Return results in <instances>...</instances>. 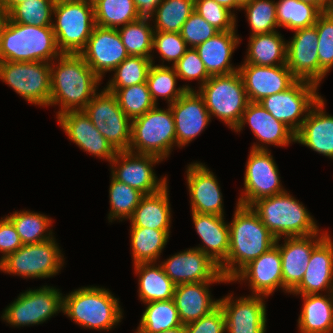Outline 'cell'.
I'll return each instance as SVG.
<instances>
[{
	"label": "cell",
	"instance_id": "obj_7",
	"mask_svg": "<svg viewBox=\"0 0 333 333\" xmlns=\"http://www.w3.org/2000/svg\"><path fill=\"white\" fill-rule=\"evenodd\" d=\"M168 110V111H167ZM176 144L174 118L169 106L161 110L155 106L144 115L131 120L130 152L167 158Z\"/></svg>",
	"mask_w": 333,
	"mask_h": 333
},
{
	"label": "cell",
	"instance_id": "obj_3",
	"mask_svg": "<svg viewBox=\"0 0 333 333\" xmlns=\"http://www.w3.org/2000/svg\"><path fill=\"white\" fill-rule=\"evenodd\" d=\"M61 54L52 27L8 20L0 39V61L52 62Z\"/></svg>",
	"mask_w": 333,
	"mask_h": 333
},
{
	"label": "cell",
	"instance_id": "obj_9",
	"mask_svg": "<svg viewBox=\"0 0 333 333\" xmlns=\"http://www.w3.org/2000/svg\"><path fill=\"white\" fill-rule=\"evenodd\" d=\"M0 79L28 103L49 106L51 93L49 62L0 61Z\"/></svg>",
	"mask_w": 333,
	"mask_h": 333
},
{
	"label": "cell",
	"instance_id": "obj_37",
	"mask_svg": "<svg viewBox=\"0 0 333 333\" xmlns=\"http://www.w3.org/2000/svg\"><path fill=\"white\" fill-rule=\"evenodd\" d=\"M146 304L136 333H158L183 326L173 299Z\"/></svg>",
	"mask_w": 333,
	"mask_h": 333
},
{
	"label": "cell",
	"instance_id": "obj_63",
	"mask_svg": "<svg viewBox=\"0 0 333 333\" xmlns=\"http://www.w3.org/2000/svg\"><path fill=\"white\" fill-rule=\"evenodd\" d=\"M241 6H243L246 3L251 2L252 0H236Z\"/></svg>",
	"mask_w": 333,
	"mask_h": 333
},
{
	"label": "cell",
	"instance_id": "obj_25",
	"mask_svg": "<svg viewBox=\"0 0 333 333\" xmlns=\"http://www.w3.org/2000/svg\"><path fill=\"white\" fill-rule=\"evenodd\" d=\"M186 173L191 211L224 216L222 193L213 172L202 163H193L188 166Z\"/></svg>",
	"mask_w": 333,
	"mask_h": 333
},
{
	"label": "cell",
	"instance_id": "obj_21",
	"mask_svg": "<svg viewBox=\"0 0 333 333\" xmlns=\"http://www.w3.org/2000/svg\"><path fill=\"white\" fill-rule=\"evenodd\" d=\"M238 72L242 78L249 102L287 90L297 79L287 65L258 66L243 64Z\"/></svg>",
	"mask_w": 333,
	"mask_h": 333
},
{
	"label": "cell",
	"instance_id": "obj_54",
	"mask_svg": "<svg viewBox=\"0 0 333 333\" xmlns=\"http://www.w3.org/2000/svg\"><path fill=\"white\" fill-rule=\"evenodd\" d=\"M186 333H224L225 316L220 306L197 321L185 325Z\"/></svg>",
	"mask_w": 333,
	"mask_h": 333
},
{
	"label": "cell",
	"instance_id": "obj_11",
	"mask_svg": "<svg viewBox=\"0 0 333 333\" xmlns=\"http://www.w3.org/2000/svg\"><path fill=\"white\" fill-rule=\"evenodd\" d=\"M83 111L116 151L129 150L131 120L120 108L113 93L104 88L94 95Z\"/></svg>",
	"mask_w": 333,
	"mask_h": 333
},
{
	"label": "cell",
	"instance_id": "obj_42",
	"mask_svg": "<svg viewBox=\"0 0 333 333\" xmlns=\"http://www.w3.org/2000/svg\"><path fill=\"white\" fill-rule=\"evenodd\" d=\"M7 217L14 224L23 245L40 243L53 238L51 230L49 234L46 233V229H49L50 225H52V220L45 215L30 211H15V213L10 216L7 215Z\"/></svg>",
	"mask_w": 333,
	"mask_h": 333
},
{
	"label": "cell",
	"instance_id": "obj_57",
	"mask_svg": "<svg viewBox=\"0 0 333 333\" xmlns=\"http://www.w3.org/2000/svg\"><path fill=\"white\" fill-rule=\"evenodd\" d=\"M9 20V12L0 3V39Z\"/></svg>",
	"mask_w": 333,
	"mask_h": 333
},
{
	"label": "cell",
	"instance_id": "obj_52",
	"mask_svg": "<svg viewBox=\"0 0 333 333\" xmlns=\"http://www.w3.org/2000/svg\"><path fill=\"white\" fill-rule=\"evenodd\" d=\"M178 78L183 80L197 79L202 86L211 76L195 48H188L185 54L173 66Z\"/></svg>",
	"mask_w": 333,
	"mask_h": 333
},
{
	"label": "cell",
	"instance_id": "obj_28",
	"mask_svg": "<svg viewBox=\"0 0 333 333\" xmlns=\"http://www.w3.org/2000/svg\"><path fill=\"white\" fill-rule=\"evenodd\" d=\"M245 122H248L254 135L263 143L286 146L291 141L295 142V133L284 123L276 120L258 102L248 103L235 131L239 132Z\"/></svg>",
	"mask_w": 333,
	"mask_h": 333
},
{
	"label": "cell",
	"instance_id": "obj_39",
	"mask_svg": "<svg viewBox=\"0 0 333 333\" xmlns=\"http://www.w3.org/2000/svg\"><path fill=\"white\" fill-rule=\"evenodd\" d=\"M278 27L299 30L315 25L322 11L315 5L301 0L276 2Z\"/></svg>",
	"mask_w": 333,
	"mask_h": 333
},
{
	"label": "cell",
	"instance_id": "obj_61",
	"mask_svg": "<svg viewBox=\"0 0 333 333\" xmlns=\"http://www.w3.org/2000/svg\"><path fill=\"white\" fill-rule=\"evenodd\" d=\"M158 333H186L185 332V326H180V327H177V328H173V329H170V330H165V331H162V332H158Z\"/></svg>",
	"mask_w": 333,
	"mask_h": 333
},
{
	"label": "cell",
	"instance_id": "obj_29",
	"mask_svg": "<svg viewBox=\"0 0 333 333\" xmlns=\"http://www.w3.org/2000/svg\"><path fill=\"white\" fill-rule=\"evenodd\" d=\"M224 216L192 212L193 222L205 246L196 247L220 266L227 258L230 246L229 225ZM210 249V250H209Z\"/></svg>",
	"mask_w": 333,
	"mask_h": 333
},
{
	"label": "cell",
	"instance_id": "obj_10",
	"mask_svg": "<svg viewBox=\"0 0 333 333\" xmlns=\"http://www.w3.org/2000/svg\"><path fill=\"white\" fill-rule=\"evenodd\" d=\"M54 238L47 241L24 244L17 251L0 261V270L29 278H47L55 275L63 266V258Z\"/></svg>",
	"mask_w": 333,
	"mask_h": 333
},
{
	"label": "cell",
	"instance_id": "obj_44",
	"mask_svg": "<svg viewBox=\"0 0 333 333\" xmlns=\"http://www.w3.org/2000/svg\"><path fill=\"white\" fill-rule=\"evenodd\" d=\"M113 93L125 115L133 120L154 108V103L147 82L121 89H106Z\"/></svg>",
	"mask_w": 333,
	"mask_h": 333
},
{
	"label": "cell",
	"instance_id": "obj_2",
	"mask_svg": "<svg viewBox=\"0 0 333 333\" xmlns=\"http://www.w3.org/2000/svg\"><path fill=\"white\" fill-rule=\"evenodd\" d=\"M58 60V66L55 67L54 62L50 64L49 104H61L57 116L67 111L83 110L96 94L101 80L79 54H61Z\"/></svg>",
	"mask_w": 333,
	"mask_h": 333
},
{
	"label": "cell",
	"instance_id": "obj_60",
	"mask_svg": "<svg viewBox=\"0 0 333 333\" xmlns=\"http://www.w3.org/2000/svg\"><path fill=\"white\" fill-rule=\"evenodd\" d=\"M3 7L10 12L16 5H18V0H0Z\"/></svg>",
	"mask_w": 333,
	"mask_h": 333
},
{
	"label": "cell",
	"instance_id": "obj_53",
	"mask_svg": "<svg viewBox=\"0 0 333 333\" xmlns=\"http://www.w3.org/2000/svg\"><path fill=\"white\" fill-rule=\"evenodd\" d=\"M218 32L194 11L183 24L180 34L187 46L191 45L190 48H196Z\"/></svg>",
	"mask_w": 333,
	"mask_h": 333
},
{
	"label": "cell",
	"instance_id": "obj_8",
	"mask_svg": "<svg viewBox=\"0 0 333 333\" xmlns=\"http://www.w3.org/2000/svg\"><path fill=\"white\" fill-rule=\"evenodd\" d=\"M53 14L58 49L62 54H79L96 26L93 1L54 5Z\"/></svg>",
	"mask_w": 333,
	"mask_h": 333
},
{
	"label": "cell",
	"instance_id": "obj_14",
	"mask_svg": "<svg viewBox=\"0 0 333 333\" xmlns=\"http://www.w3.org/2000/svg\"><path fill=\"white\" fill-rule=\"evenodd\" d=\"M62 308V293L46 285L21 293L5 309L2 318L13 326H28L45 322Z\"/></svg>",
	"mask_w": 333,
	"mask_h": 333
},
{
	"label": "cell",
	"instance_id": "obj_35",
	"mask_svg": "<svg viewBox=\"0 0 333 333\" xmlns=\"http://www.w3.org/2000/svg\"><path fill=\"white\" fill-rule=\"evenodd\" d=\"M134 266L139 274V297L144 303L173 299L176 285L167 277L161 265L155 267L150 262Z\"/></svg>",
	"mask_w": 333,
	"mask_h": 333
},
{
	"label": "cell",
	"instance_id": "obj_50",
	"mask_svg": "<svg viewBox=\"0 0 333 333\" xmlns=\"http://www.w3.org/2000/svg\"><path fill=\"white\" fill-rule=\"evenodd\" d=\"M195 12L218 31L235 30V15L214 0H195Z\"/></svg>",
	"mask_w": 333,
	"mask_h": 333
},
{
	"label": "cell",
	"instance_id": "obj_6",
	"mask_svg": "<svg viewBox=\"0 0 333 333\" xmlns=\"http://www.w3.org/2000/svg\"><path fill=\"white\" fill-rule=\"evenodd\" d=\"M199 91L210 117L217 116L235 130L249 103L240 73L211 76Z\"/></svg>",
	"mask_w": 333,
	"mask_h": 333
},
{
	"label": "cell",
	"instance_id": "obj_56",
	"mask_svg": "<svg viewBox=\"0 0 333 333\" xmlns=\"http://www.w3.org/2000/svg\"><path fill=\"white\" fill-rule=\"evenodd\" d=\"M133 2L138 11L139 19H148L150 21L162 0H133Z\"/></svg>",
	"mask_w": 333,
	"mask_h": 333
},
{
	"label": "cell",
	"instance_id": "obj_33",
	"mask_svg": "<svg viewBox=\"0 0 333 333\" xmlns=\"http://www.w3.org/2000/svg\"><path fill=\"white\" fill-rule=\"evenodd\" d=\"M329 294L301 295L304 300L298 319L301 333L333 332V293Z\"/></svg>",
	"mask_w": 333,
	"mask_h": 333
},
{
	"label": "cell",
	"instance_id": "obj_4",
	"mask_svg": "<svg viewBox=\"0 0 333 333\" xmlns=\"http://www.w3.org/2000/svg\"><path fill=\"white\" fill-rule=\"evenodd\" d=\"M251 208L263 225L280 240L284 237L309 236L318 233V226L303 204L286 191L258 199Z\"/></svg>",
	"mask_w": 333,
	"mask_h": 333
},
{
	"label": "cell",
	"instance_id": "obj_26",
	"mask_svg": "<svg viewBox=\"0 0 333 333\" xmlns=\"http://www.w3.org/2000/svg\"><path fill=\"white\" fill-rule=\"evenodd\" d=\"M326 289L333 293V242L330 235L313 249L303 279L291 293L310 295Z\"/></svg>",
	"mask_w": 333,
	"mask_h": 333
},
{
	"label": "cell",
	"instance_id": "obj_59",
	"mask_svg": "<svg viewBox=\"0 0 333 333\" xmlns=\"http://www.w3.org/2000/svg\"><path fill=\"white\" fill-rule=\"evenodd\" d=\"M214 1L222 6L226 7L230 11L232 8L241 9V7H242L236 0H214Z\"/></svg>",
	"mask_w": 333,
	"mask_h": 333
},
{
	"label": "cell",
	"instance_id": "obj_65",
	"mask_svg": "<svg viewBox=\"0 0 333 333\" xmlns=\"http://www.w3.org/2000/svg\"><path fill=\"white\" fill-rule=\"evenodd\" d=\"M24 1H27V0H18V4H21V3H23Z\"/></svg>",
	"mask_w": 333,
	"mask_h": 333
},
{
	"label": "cell",
	"instance_id": "obj_64",
	"mask_svg": "<svg viewBox=\"0 0 333 333\" xmlns=\"http://www.w3.org/2000/svg\"><path fill=\"white\" fill-rule=\"evenodd\" d=\"M328 11L330 12V14L333 16V0L330 3L329 9Z\"/></svg>",
	"mask_w": 333,
	"mask_h": 333
},
{
	"label": "cell",
	"instance_id": "obj_20",
	"mask_svg": "<svg viewBox=\"0 0 333 333\" xmlns=\"http://www.w3.org/2000/svg\"><path fill=\"white\" fill-rule=\"evenodd\" d=\"M327 235L328 232H323L319 235L320 237H317L318 233L309 236L285 237V243L282 246L278 245L279 240H276L275 245L279 248L281 254L282 288L286 292L291 293L300 284L307 270L313 249Z\"/></svg>",
	"mask_w": 333,
	"mask_h": 333
},
{
	"label": "cell",
	"instance_id": "obj_49",
	"mask_svg": "<svg viewBox=\"0 0 333 333\" xmlns=\"http://www.w3.org/2000/svg\"><path fill=\"white\" fill-rule=\"evenodd\" d=\"M315 27L318 33L319 83L333 66V16L322 12Z\"/></svg>",
	"mask_w": 333,
	"mask_h": 333
},
{
	"label": "cell",
	"instance_id": "obj_12",
	"mask_svg": "<svg viewBox=\"0 0 333 333\" xmlns=\"http://www.w3.org/2000/svg\"><path fill=\"white\" fill-rule=\"evenodd\" d=\"M317 87L314 83L296 80L287 90L266 96L258 103L296 134L311 108L321 98L316 92ZM301 115L303 118L300 119Z\"/></svg>",
	"mask_w": 333,
	"mask_h": 333
},
{
	"label": "cell",
	"instance_id": "obj_40",
	"mask_svg": "<svg viewBox=\"0 0 333 333\" xmlns=\"http://www.w3.org/2000/svg\"><path fill=\"white\" fill-rule=\"evenodd\" d=\"M178 75L173 66L152 65L147 74V85L154 103L157 105V98L164 97L169 105L180 98L187 90H193L189 86L176 89V79Z\"/></svg>",
	"mask_w": 333,
	"mask_h": 333
},
{
	"label": "cell",
	"instance_id": "obj_5",
	"mask_svg": "<svg viewBox=\"0 0 333 333\" xmlns=\"http://www.w3.org/2000/svg\"><path fill=\"white\" fill-rule=\"evenodd\" d=\"M62 311L80 326L98 330H109L123 318L118 299L94 286L63 296Z\"/></svg>",
	"mask_w": 333,
	"mask_h": 333
},
{
	"label": "cell",
	"instance_id": "obj_38",
	"mask_svg": "<svg viewBox=\"0 0 333 333\" xmlns=\"http://www.w3.org/2000/svg\"><path fill=\"white\" fill-rule=\"evenodd\" d=\"M97 26L118 29L139 20L133 0H92Z\"/></svg>",
	"mask_w": 333,
	"mask_h": 333
},
{
	"label": "cell",
	"instance_id": "obj_36",
	"mask_svg": "<svg viewBox=\"0 0 333 333\" xmlns=\"http://www.w3.org/2000/svg\"><path fill=\"white\" fill-rule=\"evenodd\" d=\"M130 233L134 264L155 263L167 244L170 230L131 227Z\"/></svg>",
	"mask_w": 333,
	"mask_h": 333
},
{
	"label": "cell",
	"instance_id": "obj_16",
	"mask_svg": "<svg viewBox=\"0 0 333 333\" xmlns=\"http://www.w3.org/2000/svg\"><path fill=\"white\" fill-rule=\"evenodd\" d=\"M160 264L175 285L199 282H229L219 266L201 250L191 248L173 255Z\"/></svg>",
	"mask_w": 333,
	"mask_h": 333
},
{
	"label": "cell",
	"instance_id": "obj_22",
	"mask_svg": "<svg viewBox=\"0 0 333 333\" xmlns=\"http://www.w3.org/2000/svg\"><path fill=\"white\" fill-rule=\"evenodd\" d=\"M171 108L177 146H184L200 134L211 120L203 97L194 90H187Z\"/></svg>",
	"mask_w": 333,
	"mask_h": 333
},
{
	"label": "cell",
	"instance_id": "obj_47",
	"mask_svg": "<svg viewBox=\"0 0 333 333\" xmlns=\"http://www.w3.org/2000/svg\"><path fill=\"white\" fill-rule=\"evenodd\" d=\"M54 5V0H27L9 12V19L20 24L52 27Z\"/></svg>",
	"mask_w": 333,
	"mask_h": 333
},
{
	"label": "cell",
	"instance_id": "obj_32",
	"mask_svg": "<svg viewBox=\"0 0 333 333\" xmlns=\"http://www.w3.org/2000/svg\"><path fill=\"white\" fill-rule=\"evenodd\" d=\"M167 187L166 185L160 191L142 197L130 218L131 227L170 230L171 208Z\"/></svg>",
	"mask_w": 333,
	"mask_h": 333
},
{
	"label": "cell",
	"instance_id": "obj_13",
	"mask_svg": "<svg viewBox=\"0 0 333 333\" xmlns=\"http://www.w3.org/2000/svg\"><path fill=\"white\" fill-rule=\"evenodd\" d=\"M254 144L246 164L245 193L237 204L251 206L258 199L284 192L281 188L278 167L265 146Z\"/></svg>",
	"mask_w": 333,
	"mask_h": 333
},
{
	"label": "cell",
	"instance_id": "obj_62",
	"mask_svg": "<svg viewBox=\"0 0 333 333\" xmlns=\"http://www.w3.org/2000/svg\"><path fill=\"white\" fill-rule=\"evenodd\" d=\"M84 0H54L55 5L64 4V3H76Z\"/></svg>",
	"mask_w": 333,
	"mask_h": 333
},
{
	"label": "cell",
	"instance_id": "obj_15",
	"mask_svg": "<svg viewBox=\"0 0 333 333\" xmlns=\"http://www.w3.org/2000/svg\"><path fill=\"white\" fill-rule=\"evenodd\" d=\"M159 161L162 159L151 154L117 151L115 157L110 161V164L114 165L111 166L112 176L144 195L153 194L167 185L166 177L157 180L156 174L153 172V164Z\"/></svg>",
	"mask_w": 333,
	"mask_h": 333
},
{
	"label": "cell",
	"instance_id": "obj_23",
	"mask_svg": "<svg viewBox=\"0 0 333 333\" xmlns=\"http://www.w3.org/2000/svg\"><path fill=\"white\" fill-rule=\"evenodd\" d=\"M58 123L69 139L97 157L111 161L117 151L92 124L83 110L67 111L57 116Z\"/></svg>",
	"mask_w": 333,
	"mask_h": 333
},
{
	"label": "cell",
	"instance_id": "obj_18",
	"mask_svg": "<svg viewBox=\"0 0 333 333\" xmlns=\"http://www.w3.org/2000/svg\"><path fill=\"white\" fill-rule=\"evenodd\" d=\"M286 65L297 80L319 85L318 33L315 25L295 30L287 43Z\"/></svg>",
	"mask_w": 333,
	"mask_h": 333
},
{
	"label": "cell",
	"instance_id": "obj_46",
	"mask_svg": "<svg viewBox=\"0 0 333 333\" xmlns=\"http://www.w3.org/2000/svg\"><path fill=\"white\" fill-rule=\"evenodd\" d=\"M111 178L109 189L111 210L108 219L110 221L114 218L130 219L144 194L116 180L113 176Z\"/></svg>",
	"mask_w": 333,
	"mask_h": 333
},
{
	"label": "cell",
	"instance_id": "obj_58",
	"mask_svg": "<svg viewBox=\"0 0 333 333\" xmlns=\"http://www.w3.org/2000/svg\"><path fill=\"white\" fill-rule=\"evenodd\" d=\"M317 6L322 12L328 11L332 0H301Z\"/></svg>",
	"mask_w": 333,
	"mask_h": 333
},
{
	"label": "cell",
	"instance_id": "obj_30",
	"mask_svg": "<svg viewBox=\"0 0 333 333\" xmlns=\"http://www.w3.org/2000/svg\"><path fill=\"white\" fill-rule=\"evenodd\" d=\"M214 282L184 283L175 286L173 300L185 326L208 315L219 306L211 299L208 286Z\"/></svg>",
	"mask_w": 333,
	"mask_h": 333
},
{
	"label": "cell",
	"instance_id": "obj_17",
	"mask_svg": "<svg viewBox=\"0 0 333 333\" xmlns=\"http://www.w3.org/2000/svg\"><path fill=\"white\" fill-rule=\"evenodd\" d=\"M79 55L100 79L129 56L117 29L97 25Z\"/></svg>",
	"mask_w": 333,
	"mask_h": 333
},
{
	"label": "cell",
	"instance_id": "obj_45",
	"mask_svg": "<svg viewBox=\"0 0 333 333\" xmlns=\"http://www.w3.org/2000/svg\"><path fill=\"white\" fill-rule=\"evenodd\" d=\"M151 59L143 56L129 55L113 71L114 77L105 89H121L132 85L146 83Z\"/></svg>",
	"mask_w": 333,
	"mask_h": 333
},
{
	"label": "cell",
	"instance_id": "obj_19",
	"mask_svg": "<svg viewBox=\"0 0 333 333\" xmlns=\"http://www.w3.org/2000/svg\"><path fill=\"white\" fill-rule=\"evenodd\" d=\"M228 333H265L266 306L263 296L240 297L236 302L231 295L219 299Z\"/></svg>",
	"mask_w": 333,
	"mask_h": 333
},
{
	"label": "cell",
	"instance_id": "obj_41",
	"mask_svg": "<svg viewBox=\"0 0 333 333\" xmlns=\"http://www.w3.org/2000/svg\"><path fill=\"white\" fill-rule=\"evenodd\" d=\"M195 11V0H162L155 12L154 32H178Z\"/></svg>",
	"mask_w": 333,
	"mask_h": 333
},
{
	"label": "cell",
	"instance_id": "obj_34",
	"mask_svg": "<svg viewBox=\"0 0 333 333\" xmlns=\"http://www.w3.org/2000/svg\"><path fill=\"white\" fill-rule=\"evenodd\" d=\"M282 38L276 31L250 36L244 64L286 65L287 44Z\"/></svg>",
	"mask_w": 333,
	"mask_h": 333
},
{
	"label": "cell",
	"instance_id": "obj_51",
	"mask_svg": "<svg viewBox=\"0 0 333 333\" xmlns=\"http://www.w3.org/2000/svg\"><path fill=\"white\" fill-rule=\"evenodd\" d=\"M157 49L162 60L171 62L173 66L185 54L187 44L178 32H154L153 50Z\"/></svg>",
	"mask_w": 333,
	"mask_h": 333
},
{
	"label": "cell",
	"instance_id": "obj_55",
	"mask_svg": "<svg viewBox=\"0 0 333 333\" xmlns=\"http://www.w3.org/2000/svg\"><path fill=\"white\" fill-rule=\"evenodd\" d=\"M23 243L12 221L5 217L0 220V252L3 256L0 261L8 254L17 251Z\"/></svg>",
	"mask_w": 333,
	"mask_h": 333
},
{
	"label": "cell",
	"instance_id": "obj_31",
	"mask_svg": "<svg viewBox=\"0 0 333 333\" xmlns=\"http://www.w3.org/2000/svg\"><path fill=\"white\" fill-rule=\"evenodd\" d=\"M239 42L240 38L236 36L235 30L219 31L195 48L210 76L228 75L238 71V68L230 64V59Z\"/></svg>",
	"mask_w": 333,
	"mask_h": 333
},
{
	"label": "cell",
	"instance_id": "obj_24",
	"mask_svg": "<svg viewBox=\"0 0 333 333\" xmlns=\"http://www.w3.org/2000/svg\"><path fill=\"white\" fill-rule=\"evenodd\" d=\"M249 280L254 295L269 296L282 287V263L279 248L274 245L244 266L231 281Z\"/></svg>",
	"mask_w": 333,
	"mask_h": 333
},
{
	"label": "cell",
	"instance_id": "obj_43",
	"mask_svg": "<svg viewBox=\"0 0 333 333\" xmlns=\"http://www.w3.org/2000/svg\"><path fill=\"white\" fill-rule=\"evenodd\" d=\"M147 21L139 19L117 30L129 55L143 56L153 63L150 52L153 50L154 27H150Z\"/></svg>",
	"mask_w": 333,
	"mask_h": 333
},
{
	"label": "cell",
	"instance_id": "obj_27",
	"mask_svg": "<svg viewBox=\"0 0 333 333\" xmlns=\"http://www.w3.org/2000/svg\"><path fill=\"white\" fill-rule=\"evenodd\" d=\"M322 98L311 108L295 134V142L333 159V116L327 115Z\"/></svg>",
	"mask_w": 333,
	"mask_h": 333
},
{
	"label": "cell",
	"instance_id": "obj_1",
	"mask_svg": "<svg viewBox=\"0 0 333 333\" xmlns=\"http://www.w3.org/2000/svg\"><path fill=\"white\" fill-rule=\"evenodd\" d=\"M228 225L230 231L228 256L219 269L220 273L231 282L244 266L270 250L277 239L263 225L259 215L251 206L237 204L233 221Z\"/></svg>",
	"mask_w": 333,
	"mask_h": 333
},
{
	"label": "cell",
	"instance_id": "obj_48",
	"mask_svg": "<svg viewBox=\"0 0 333 333\" xmlns=\"http://www.w3.org/2000/svg\"><path fill=\"white\" fill-rule=\"evenodd\" d=\"M241 9L246 10L252 30L251 36L276 31L275 28L278 27L276 2L252 0L244 4Z\"/></svg>",
	"mask_w": 333,
	"mask_h": 333
}]
</instances>
